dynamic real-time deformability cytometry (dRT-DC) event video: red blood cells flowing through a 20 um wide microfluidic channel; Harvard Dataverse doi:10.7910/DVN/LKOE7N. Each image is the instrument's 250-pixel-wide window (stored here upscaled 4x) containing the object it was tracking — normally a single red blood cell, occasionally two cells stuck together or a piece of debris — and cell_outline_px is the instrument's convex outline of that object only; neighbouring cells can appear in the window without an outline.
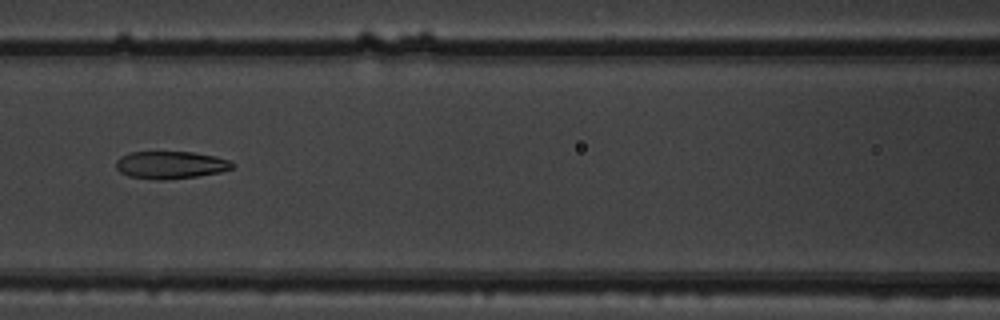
{"species": "common noctule bat (a hibernating species)", "species_latin": "Nyctalus noctula", "temperature_condition": "warm", "stored_images_in_passage": 9, "camera_frame_rate_fps": 3000, "um_per_image_px": 0.085, "animal": {"sex": "male", "body_mass_g": 19.5, "forearm_length_mm": 54.6}, "frame": {"image": 1, "passage_image": 6, "time_ms": 1.667, "image_size_px": [1000, 320], "cell_outline_px": [[236, 164], [232, 168], [220, 172], [196, 176], [160, 180], [128, 176], [120, 172], [116, 168], [116, 160], [120, 156], [128, 152], [192, 152], [216, 156], [228, 160]], "centroid_in_image_um": [14.48, 14.01], "position_along_channel_um": 152.1, "area_um2": 18.61}}
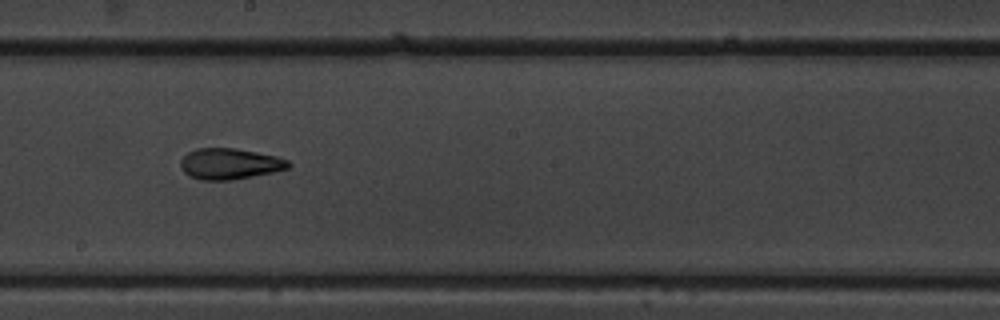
{"frame": {"image": 2, "passage_image": 8, "time_ms": 2.333, "image_size_px": [1000, 320], "cell_outline_px": [[292, 164], [288, 168], [272, 172], [252, 176], [228, 180], [200, 180], [188, 176], [180, 168], [180, 160], [188, 152], [196, 148], [236, 148], [276, 156], [288, 160]], "centroid_in_image_um": [19.49, 13.92], "position_along_channel_um": 228.7, "area_um2": 19.48}}
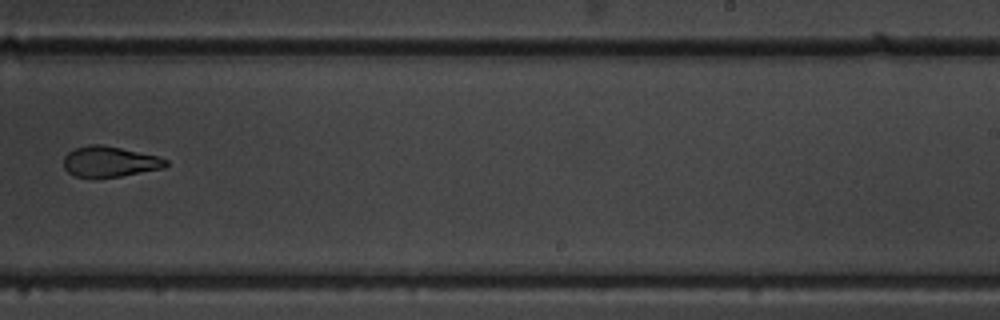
{"frame": {"image": 3, "passage_image": 9, "time_ms": 2.667, "image_size_px": [1000, 320], "cell_outline_px": [[168, 164], [164, 168], [120, 176], [92, 180], [76, 176], [68, 172], [64, 168], [64, 156], [68, 152], [76, 148], [88, 144], [100, 144], [160, 156], [168, 160]], "centroid_in_image_um": [9.31, 13.76], "position_along_channel_um": 279.7, "area_um2": 18.61}}